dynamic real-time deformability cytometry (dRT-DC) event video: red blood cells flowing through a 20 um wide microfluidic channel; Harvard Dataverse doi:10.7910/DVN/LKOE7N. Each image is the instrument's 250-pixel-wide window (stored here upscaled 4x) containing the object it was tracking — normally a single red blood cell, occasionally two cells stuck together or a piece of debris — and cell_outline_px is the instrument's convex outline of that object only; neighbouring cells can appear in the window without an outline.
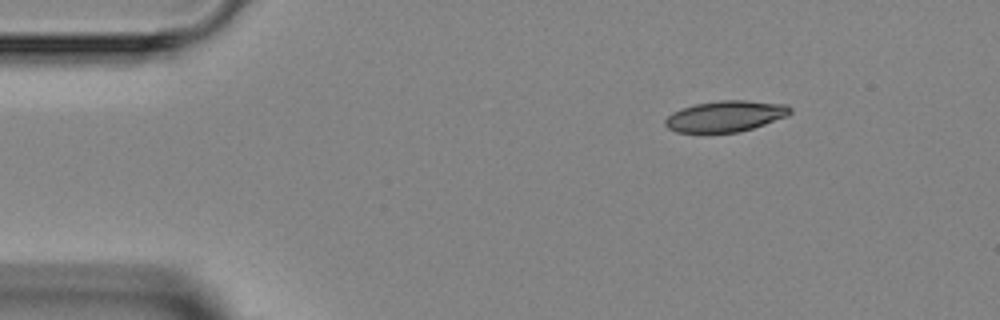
{"species": "Egyptian fruit bat (a non-hibernating species)", "species_latin": "Rousettus aegyptiacus", "temperature_condition": "room temperature", "stored_images_in_passage": 2, "camera_frame_rate_fps": 3000, "um_per_image_px": 0.085, "animal": {"sex": "female"}, "frame": {"image": 1, "passage_image": 1, "time_ms": 0.0, "image_size_px": [1000, 320], "cell_outline_px": [[792, 112], [788, 116], [740, 132], [676, 132], [668, 128], [664, 124], [664, 120], [672, 112], [696, 104], [720, 100], [744, 100], [788, 104], [792, 108]], "centroid_in_image_um": [61.7, 9.87], "position_along_channel_um": 23.3, "area_um2": 22.54}}